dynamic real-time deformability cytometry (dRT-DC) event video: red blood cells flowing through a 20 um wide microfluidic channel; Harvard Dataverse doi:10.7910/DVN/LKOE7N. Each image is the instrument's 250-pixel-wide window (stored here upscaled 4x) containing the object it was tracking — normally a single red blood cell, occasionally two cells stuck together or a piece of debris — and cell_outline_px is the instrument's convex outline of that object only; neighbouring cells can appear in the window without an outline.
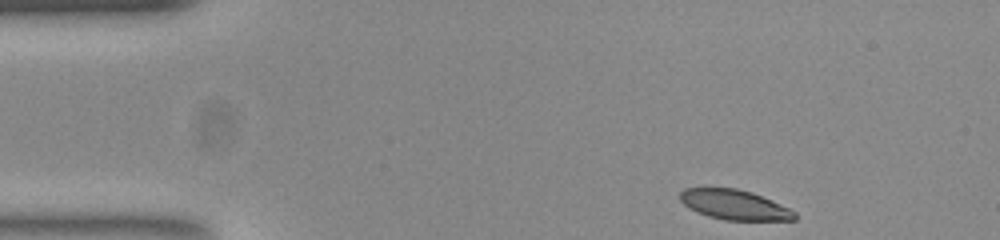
{"species": "common noctule bat (a hibernating species)", "species_latin": "Nyctalus noctula", "temperature_condition": "room temperature", "stored_images_in_passage": 48, "camera_frame_rate_fps": 3000, "um_per_image_px": 0.085, "animal": {"sex": "female", "body_mass_g": 23.0, "forearm_length_mm": 53.4}, "frame": {"image": 1, "passage_image": 1, "time_ms": 0.0, "image_size_px": [1000, 240], "cell_outline_px": [[796, 220], [724, 220], [708, 216], [688, 208], [680, 200], [680, 192], [684, 188], [736, 188], [752, 192], [772, 200], [796, 212]], "centroid_in_image_um": [62.42, 17.4], "position_along_channel_um": 22.6, "area_um2": 19.94}}
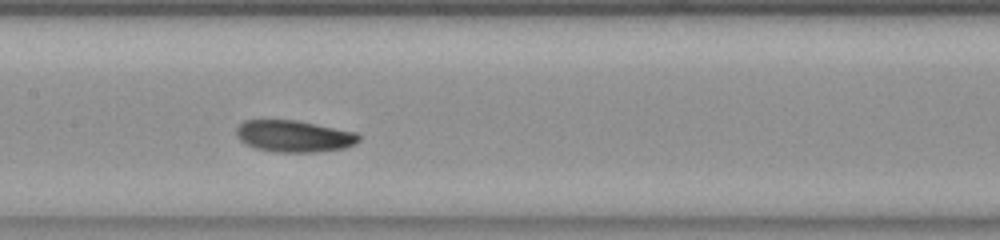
{"frame": {"image": 2, "passage_image": 20, "time_ms": 6.333, "image_size_px": [1000, 240], "cell_outline_px": [[360, 140], [356, 144], [344, 148], [316, 152], [272, 152], [256, 148], [240, 140], [236, 136], [236, 128], [244, 120], [296, 120], [356, 132], [360, 136]], "centroid_in_image_um": [25.0, 11.58], "position_along_channel_um": 182.4, "area_um2": 22.66}}
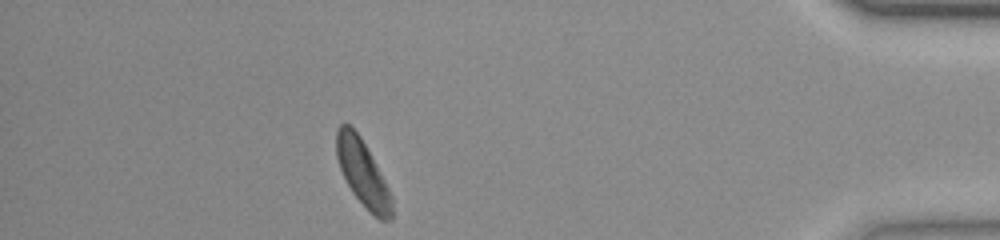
{"frame": {"image": 3, "passage_image": 42, "time_ms": 13.667, "image_size_px": [1000, 240], "cell_outline_px": [[392, 220], [380, 220], [352, 192], [340, 168], [336, 156], [336, 128], [340, 124], [348, 124], [360, 136], [384, 180], [392, 196]], "centroid_in_image_um": [30.82, 14.69], "position_along_channel_um": 404.4, "area_um2": 20.69}, "authors_computed_cell_mechanics": {"area_um2": 22.253, "velocity_mm_per_s": 3.7244, "shape_relaxation_time_tau1_ms": 3.2301, "shape_relaxation_time_tau2_ms": 7.1199, "deformation_change_tau1": 0.1138, "deformation_change_tau2": 0.1195}}